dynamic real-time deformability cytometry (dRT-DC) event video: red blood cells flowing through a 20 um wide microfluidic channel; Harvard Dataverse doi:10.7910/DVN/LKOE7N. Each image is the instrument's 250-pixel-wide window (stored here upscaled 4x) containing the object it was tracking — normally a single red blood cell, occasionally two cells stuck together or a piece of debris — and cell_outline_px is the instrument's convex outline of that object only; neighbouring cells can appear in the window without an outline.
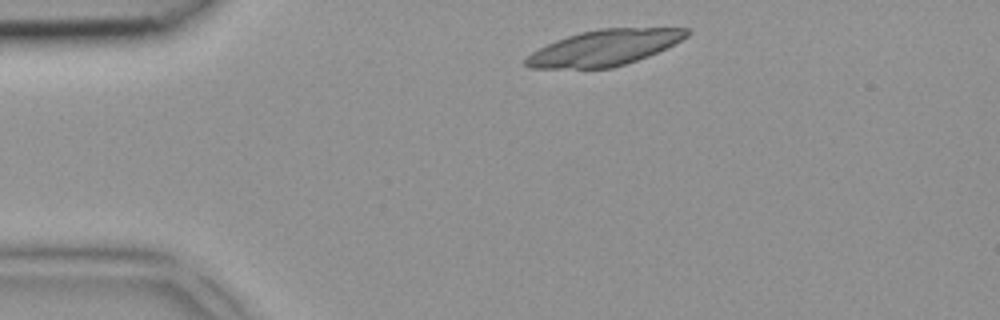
{"species": "common noctule bat (a hibernating species)", "species_latin": "Nyctalus noctula", "temperature_condition": "room temperature", "stored_images_in_passage": 2, "camera_frame_rate_fps": 3000, "um_per_image_px": 0.085, "animal": {"sex": "female", "body_mass_g": 18.4}, "frame": {"image": 1, "passage_image": 1, "time_ms": 0.0, "image_size_px": [1000, 320], "cell_outline_px": [[692, 32], [688, 36], [648, 56], [612, 68], [528, 68], [524, 64], [524, 60], [532, 52], [556, 40], [580, 32], [600, 28], [688, 28]], "centroid_in_image_um": [51.35, 4.05], "position_along_channel_um": 33.6, "area_um2": 33.12}}